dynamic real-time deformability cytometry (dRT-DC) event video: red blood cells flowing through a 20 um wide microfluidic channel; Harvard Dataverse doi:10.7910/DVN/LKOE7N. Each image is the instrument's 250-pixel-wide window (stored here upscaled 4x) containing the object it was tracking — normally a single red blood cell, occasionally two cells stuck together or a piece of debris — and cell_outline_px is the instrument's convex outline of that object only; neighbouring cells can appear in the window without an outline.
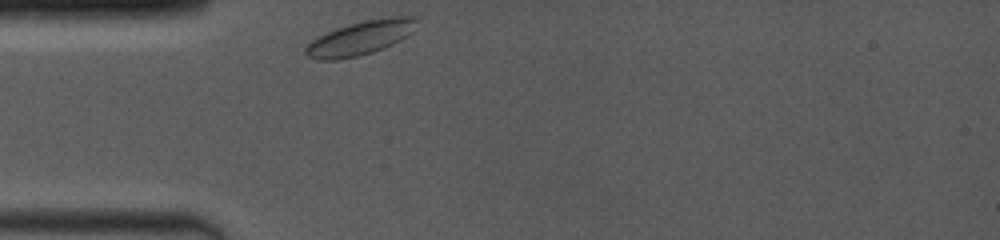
{"species": "common noctule bat (a hibernating species)", "species_latin": "Nyctalus noctula", "temperature_condition": "room temperature", "stored_images_in_passage": 57, "camera_frame_rate_fps": 4000, "um_per_image_px": 0.085, "animal": {"sex": "female", "body_mass_g": 19.0, "forearm_length_mm": 53.3}, "frame": {"image": 1, "passage_image": 1, "time_ms": 0.0, "image_size_px": [1000, 240], "cell_outline_px": [[416, 20], [412, 32], [400, 40], [384, 48], [372, 52], [356, 56], [336, 60], [316, 60], [308, 56], [304, 52], [304, 48], [312, 40], [336, 28], [348, 24], [364, 20], [392, 16], [416, 16]], "centroid_in_image_um": [30.61, 3.22], "position_along_channel_um": 54.4, "area_um2": 21.85}}
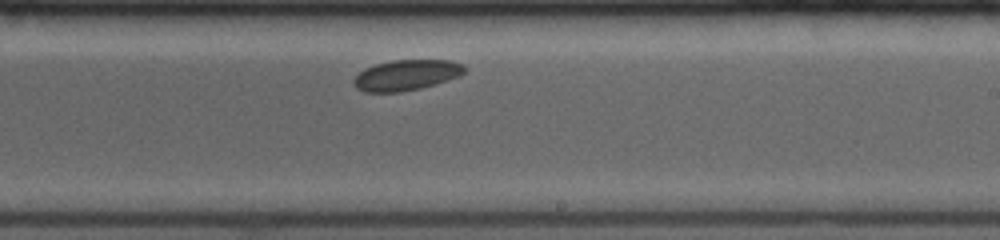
{"frame": {"image": 2, "passage_image": 32, "time_ms": 5.5, "image_size_px": [1000, 240], "cell_outline_px": [[464, 72], [460, 76], [448, 80], [420, 88], [400, 92], [364, 92], [356, 88], [352, 84], [352, 80], [364, 68], [376, 64], [392, 60], [448, 60], [460, 64], [464, 68]], "centroid_in_image_um": [34.48, 6.39], "position_along_channel_um": 254.5, "area_um2": 19.65}}
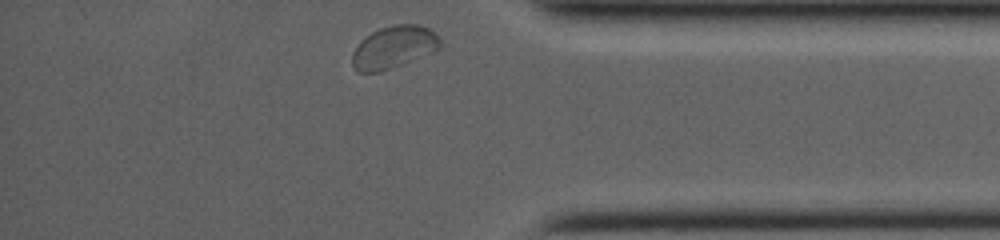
{"frame": {"image": 3, "passage_image": 57, "time_ms": 9.5, "image_size_px": [1000, 240], "cell_outline_px": [[440, 48], [436, 52], [380, 72], [360, 72], [352, 64], [352, 52], [372, 32], [380, 28], [392, 24], [416, 24], [428, 28], [440, 40]], "centroid_in_image_um": [33.5, 4.02], "position_along_channel_um": 401.7, "area_um2": 21.44}}